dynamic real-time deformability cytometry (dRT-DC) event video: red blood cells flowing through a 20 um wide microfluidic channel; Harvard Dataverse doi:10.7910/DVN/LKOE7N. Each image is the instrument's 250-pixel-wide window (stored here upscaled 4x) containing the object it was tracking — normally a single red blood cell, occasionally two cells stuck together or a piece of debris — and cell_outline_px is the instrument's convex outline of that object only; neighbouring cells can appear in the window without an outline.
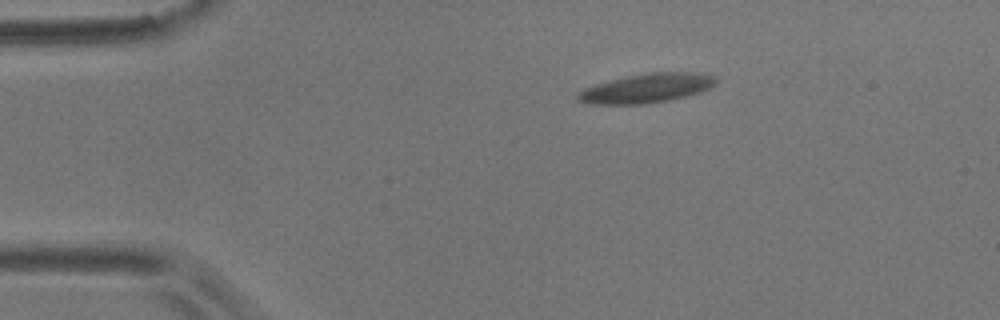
{"species": "common noctule bat (a hibernating species)", "species_latin": "Nyctalus noctula", "temperature_condition": "room temperature", "stored_images_in_passage": 46, "camera_frame_rate_fps": 3000, "um_per_image_px": 0.085, "animal": {"sex": "male", "body_mass_g": 17.9}, "frame": {"image": 1, "passage_image": 1, "time_ms": 0.0, "image_size_px": [1000, 320], "cell_outline_px": [[716, 84], [700, 92], [668, 100], [644, 104], [588, 104], [580, 100], [576, 96], [584, 88], [596, 84], [628, 76], [648, 72], [700, 72], [712, 76], [716, 80]], "centroid_in_image_um": [54.97, 7.49], "position_along_channel_um": 30.0, "area_um2": 23.18}}
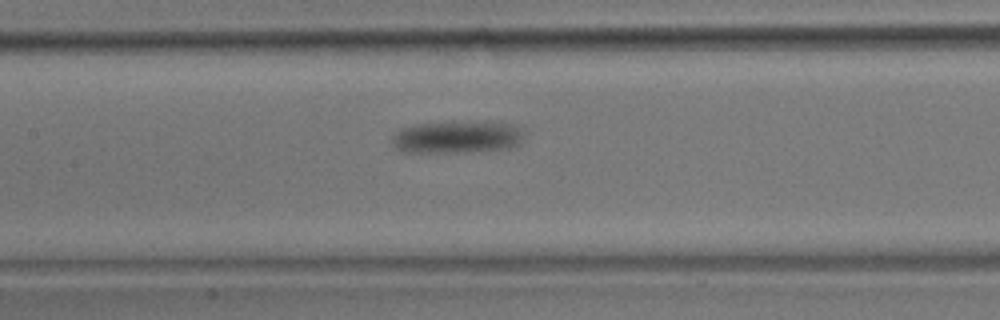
{"frame": {"image": 2, "passage_image": 22, "time_ms": 7.0, "image_size_px": [1000, 320], "cell_outline_px": [[524, 136], [520, 144], [508, 148], [448, 152], [404, 152], [396, 148], [392, 140], [392, 132], [400, 128], [412, 124], [452, 120], [492, 120], [524, 124]], "centroid_in_image_um": [38.93, 11.56], "position_along_channel_um": 168.5, "area_um2": 26.3}}
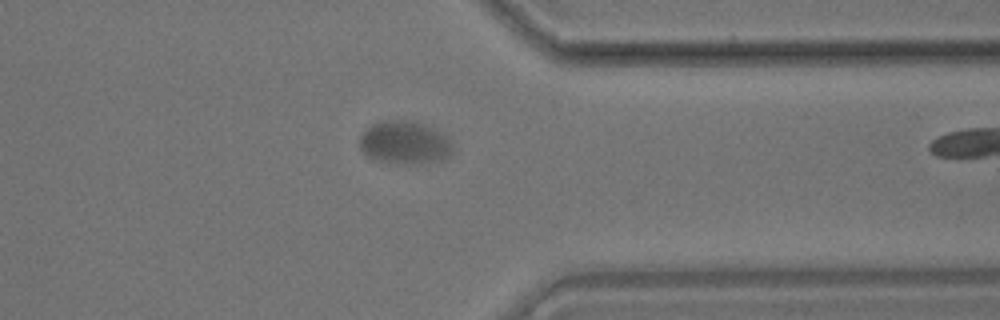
{"frame": {"image": 3, "passage_image": 45, "time_ms": 14.667, "image_size_px": [1000, 320], "cell_outline_px": [[452, 148], [448, 156], [444, 160], [420, 164], [396, 164], [376, 160], [364, 156], [360, 152], [360, 136], [372, 124], [380, 120], [412, 120], [424, 124], [448, 136], [452, 144]], "centroid_in_image_um": [34.37, 12.14], "position_along_channel_um": 377.0, "area_um2": 23.81}}